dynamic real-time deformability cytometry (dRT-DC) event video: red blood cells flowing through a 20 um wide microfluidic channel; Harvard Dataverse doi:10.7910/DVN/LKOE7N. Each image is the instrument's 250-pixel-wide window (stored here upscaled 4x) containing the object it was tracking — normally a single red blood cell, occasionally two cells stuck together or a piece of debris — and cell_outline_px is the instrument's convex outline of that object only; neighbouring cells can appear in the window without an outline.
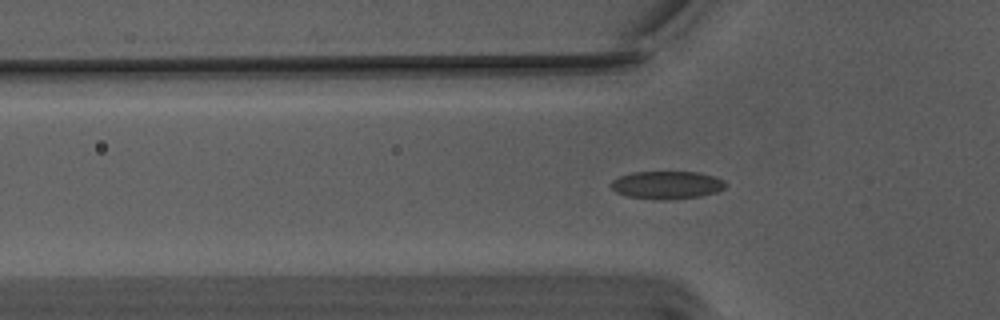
{"species": "Egyptian fruit bat (a non-hibernating species)", "species_latin": "Rousettus aegyptiacus", "temperature_condition": "warm", "stored_images_in_passage": 41, "camera_frame_rate_fps": 3000, "um_per_image_px": 0.085, "animal": {"sex": "male"}, "frame": {"image": 1, "passage_image": 3, "time_ms": 0.667, "image_size_px": [1000, 320], "cell_outline_px": [[728, 184], [724, 188], [716, 192], [700, 196], [668, 200], [660, 200], [628, 196], [616, 192], [612, 188], [612, 180], [620, 176], [632, 172], [700, 172], [716, 176], [724, 180]], "centroid_in_image_um": [56.73, 15.72], "position_along_channel_um": 69.1, "area_um2": 18.67}}
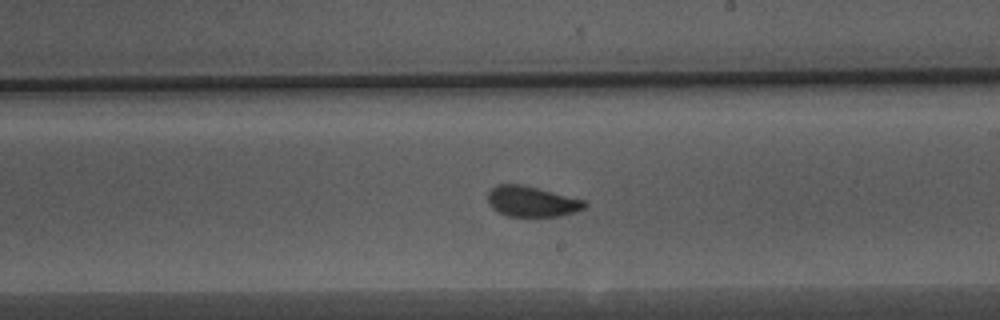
{"frame": {"image": 2, "passage_image": 17, "time_ms": 5.333, "image_size_px": [1000, 320], "cell_outline_px": [[588, 204], [584, 208], [572, 212], [556, 216], [508, 216], [492, 208], [488, 200], [488, 192], [496, 184], [520, 184], [584, 200]], "centroid_in_image_um": [45.17, 17.12], "position_along_channel_um": 243.8, "area_um2": 16.82}}
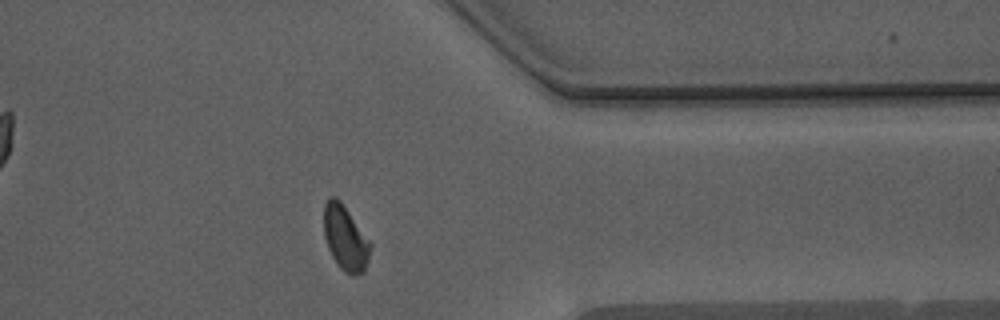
{"frame": {"image": 3, "passage_image": 29, "time_ms": 9.333, "image_size_px": [1000, 320], "cell_outline_px": [[372, 244], [368, 260], [364, 272], [352, 276], [344, 272], [340, 268], [332, 256], [328, 248], [324, 236], [324, 204], [328, 196], [336, 196], [340, 200]], "centroid_in_image_um": [29.34, 20.23], "position_along_channel_um": 382.1, "area_um2": 17.63}, "authors_computed_cell_mechanics": {"area_um2": 17.5712, "velocity_mm_per_s": 3.7451, "shape_relaxation_time_tau1_ms": 4.3746, "shape_relaxation_time_tau2_ms": 0.4906, "deformation_change_tau1": 0.1094, "deformation_change_tau2": 0.0391}}